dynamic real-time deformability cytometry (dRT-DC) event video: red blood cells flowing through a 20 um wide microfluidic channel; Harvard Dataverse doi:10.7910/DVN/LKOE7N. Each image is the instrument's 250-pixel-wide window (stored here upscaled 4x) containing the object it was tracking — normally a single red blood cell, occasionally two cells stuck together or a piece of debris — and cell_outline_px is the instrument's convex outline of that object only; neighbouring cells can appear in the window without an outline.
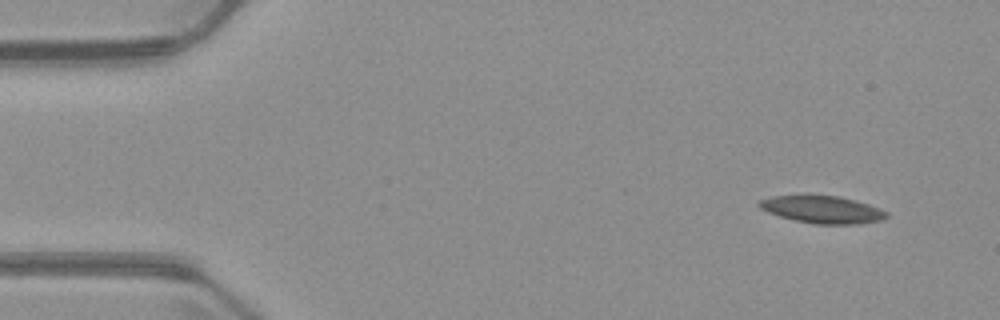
{"species": "common noctule bat (a hibernating species)", "species_latin": "Nyctalus noctula", "temperature_condition": "warm", "stored_images_in_passage": 4, "camera_frame_rate_fps": 3000, "um_per_image_px": 0.085, "animal": {"sex": "male", "body_mass_g": 23.1, "forearm_length_mm": 52.7}, "frame": {"image": 1, "passage_image": 1, "time_ms": 0.0, "image_size_px": [1000, 320], "cell_outline_px": [[888, 216], [884, 220], [860, 224], [816, 224], [796, 220], [780, 216], [768, 212], [760, 208], [756, 204], [760, 200], [772, 196], [804, 192], [808, 192], [840, 196], [856, 200], [868, 204], [888, 212]], "centroid_in_image_um": [69.87, 17.76], "position_along_channel_um": 15.1, "area_um2": 21.21}}